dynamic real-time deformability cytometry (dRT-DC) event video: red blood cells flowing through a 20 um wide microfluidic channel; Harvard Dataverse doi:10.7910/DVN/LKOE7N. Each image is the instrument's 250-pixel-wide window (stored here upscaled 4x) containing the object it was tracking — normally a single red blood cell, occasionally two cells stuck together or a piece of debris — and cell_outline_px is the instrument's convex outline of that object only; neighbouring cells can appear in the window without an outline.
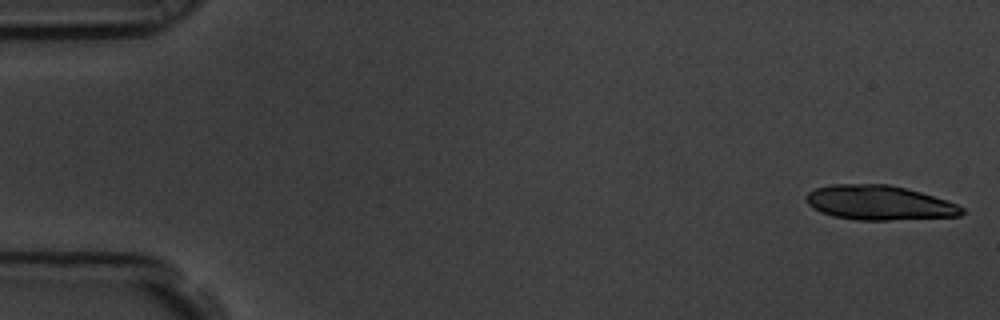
{"species": "common noctule bat (a hibernating species)", "species_latin": "Nyctalus noctula", "temperature_condition": "room temperature", "stored_images_in_passage": 54, "camera_frame_rate_fps": 3000, "um_per_image_px": 0.085, "animal": {"sex": "male", "body_mass_g": 19.5, "forearm_length_mm": 54.6}, "frame": {"image": 1, "passage_image": 1, "time_ms": 0.0, "image_size_px": [1000, 320], "cell_outline_px": [[964, 212], [960, 216], [888, 220], [856, 220], [832, 216], [820, 212], [808, 204], [804, 196], [808, 192], [816, 188], [832, 184], [888, 184], [920, 192], [956, 204], [964, 208]], "centroid_in_image_um": [74.68, 17.24], "position_along_channel_um": 10.3, "area_um2": 31.21}}
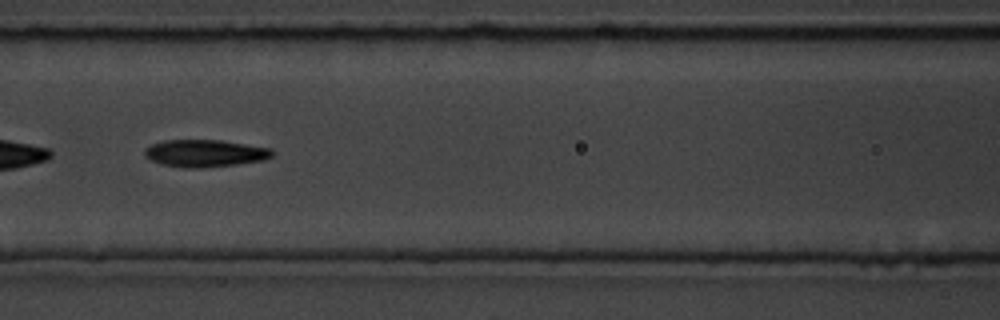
{"frame": {"image": 2, "passage_image": 25, "time_ms": 8.0, "image_size_px": [1000, 320], "cell_outline_px": [[272, 156], [264, 160], [236, 164], [200, 168], [184, 168], [160, 164], [144, 156], [144, 148], [152, 144], [164, 140], [220, 140], [272, 148]], "centroid_in_image_um": [17.39, 13.03], "position_along_channel_um": 149.2, "area_um2": 20.29}}
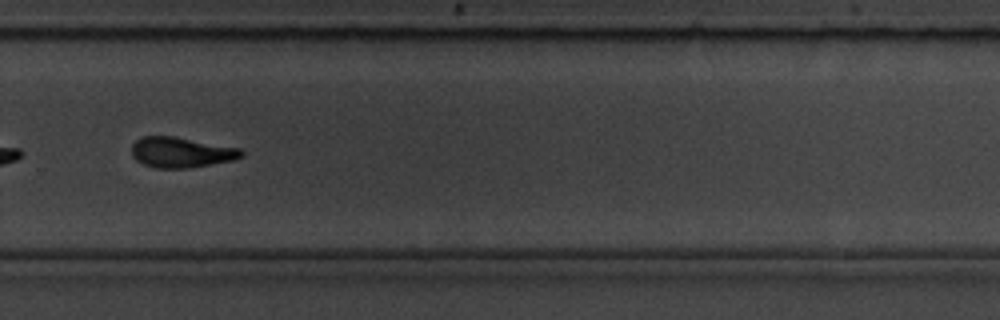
{"frame": {"image": 3, "passage_image": 39, "time_ms": 12.667, "image_size_px": [1000, 320], "cell_outline_px": [[244, 156], [232, 160], [188, 168], [156, 168], [144, 164], [136, 160], [132, 156], [132, 144], [136, 140], [144, 136], [172, 136], [240, 148], [244, 152]], "centroid_in_image_um": [15.39, 12.95], "position_along_channel_um": 314.4, "area_um2": 19.31}, "authors_computed_cell_mechanics": {"area_um2": 20.0566, "velocity_mm_per_s": 3.5492, "shape_relaxation_time_tau1_ms": 4.0235, "shape_relaxation_time_tau2_ms": 1.9659, "deformation_change_tau1": 0.1819, "deformation_change_tau2": 0.0805}}